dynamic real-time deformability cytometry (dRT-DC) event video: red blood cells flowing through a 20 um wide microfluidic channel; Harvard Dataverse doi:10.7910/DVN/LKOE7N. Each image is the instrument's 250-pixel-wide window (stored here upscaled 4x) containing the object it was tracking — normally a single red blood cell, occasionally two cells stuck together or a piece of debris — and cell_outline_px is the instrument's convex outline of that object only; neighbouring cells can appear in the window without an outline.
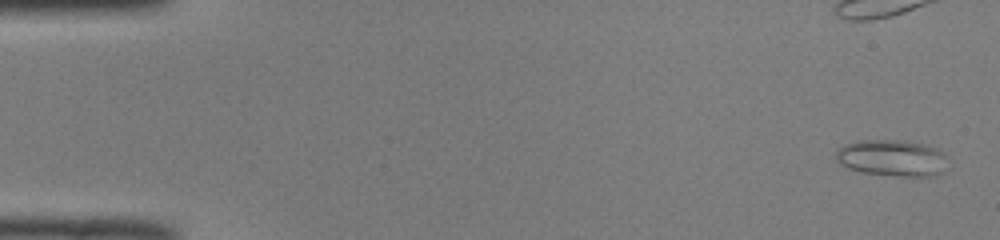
{"species": "common noctule bat (a hibernating species)", "species_latin": "Nyctalus noctula", "temperature_condition": "room temperature", "stored_images_in_passage": 50, "camera_frame_rate_fps": 3000, "um_per_image_px": 0.085, "animal": {"sex": "male", "body_mass_g": 19.0, "forearm_length_mm": 50.8}, "frame": {"image": 1, "passage_image": 1, "time_ms": 0.0, "image_size_px": [1000, 240], "cell_outline_px": [[944, 156], [940, 172], [936, 176], [900, 176], [860, 172], [848, 168], [840, 164], [836, 160], [836, 152], [844, 144], [856, 140], [904, 140], [936, 148], [944, 152]], "centroid_in_image_um": [75.74, 13.42], "position_along_channel_um": 9.3, "area_um2": 23.47}}